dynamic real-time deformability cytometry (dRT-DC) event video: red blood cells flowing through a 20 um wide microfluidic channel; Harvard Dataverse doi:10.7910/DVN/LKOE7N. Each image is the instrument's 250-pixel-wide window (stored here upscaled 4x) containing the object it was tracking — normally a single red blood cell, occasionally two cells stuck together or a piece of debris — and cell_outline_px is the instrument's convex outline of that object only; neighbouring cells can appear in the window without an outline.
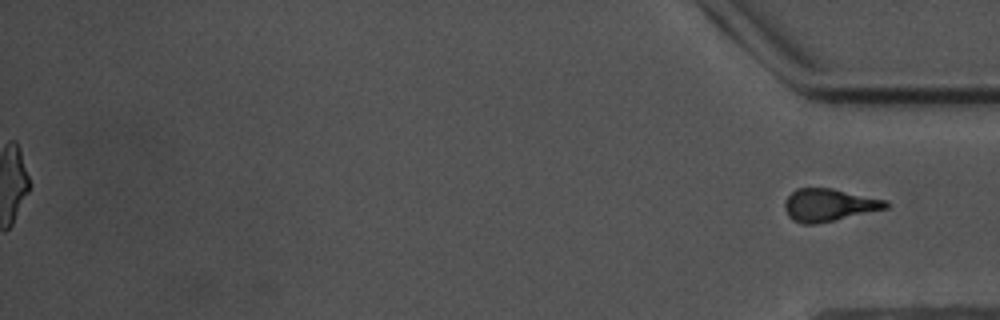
{"species": "common noctule bat (a hibernating species)", "species_latin": "Nyctalus noctula", "temperature_condition": "warm", "stored_images_in_passage": 45, "segment_of_instrument_passage": [2, 2], "camera_frame_rate_fps": 3000, "um_per_image_px": 0.085, "animal": {"sex": "male", "body_mass_g": 17.5, "forearm_length_mm": 52.3}, "frame": {"image": 1, "passage_image": 45, "time_ms": 14.667, "image_size_px": [1000, 320], "cell_outline_px": [[888, 208], [816, 224], [804, 224], [792, 220], [788, 216], [784, 208], [784, 200], [796, 188], [832, 188], [884, 200], [888, 204]], "centroid_in_image_um": [70.4, 17.43], "position_along_channel_um": 364.8, "area_um2": 19.02}}